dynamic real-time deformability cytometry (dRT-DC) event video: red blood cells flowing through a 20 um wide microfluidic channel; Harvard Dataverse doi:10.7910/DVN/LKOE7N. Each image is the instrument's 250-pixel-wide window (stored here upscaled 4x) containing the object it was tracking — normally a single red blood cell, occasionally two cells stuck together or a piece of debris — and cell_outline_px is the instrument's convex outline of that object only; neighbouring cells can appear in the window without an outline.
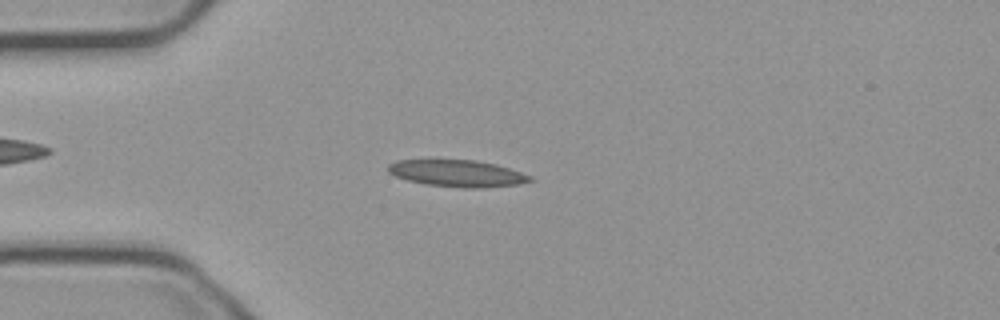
{"species": "common noctule bat (a hibernating species)", "species_latin": "Nyctalus noctula", "temperature_condition": "cold", "stored_images_in_passage": 53, "camera_frame_rate_fps": 3000, "um_per_image_px": 0.085, "animal": {"sex": "male", "body_mass_g": 23.1, "forearm_length_mm": 52.7}, "frame": {"image": 1, "passage_image": 13, "time_ms": 4.0, "image_size_px": [1000, 320], "cell_outline_px": [[536, 180], [516, 184], [484, 188], [464, 188], [424, 184], [408, 180], [396, 176], [388, 172], [388, 164], [396, 160], [428, 156], [476, 160], [496, 164], [532, 176]], "centroid_in_image_um": [38.78, 14.67], "position_along_channel_um": 46.2, "area_um2": 23.29}}
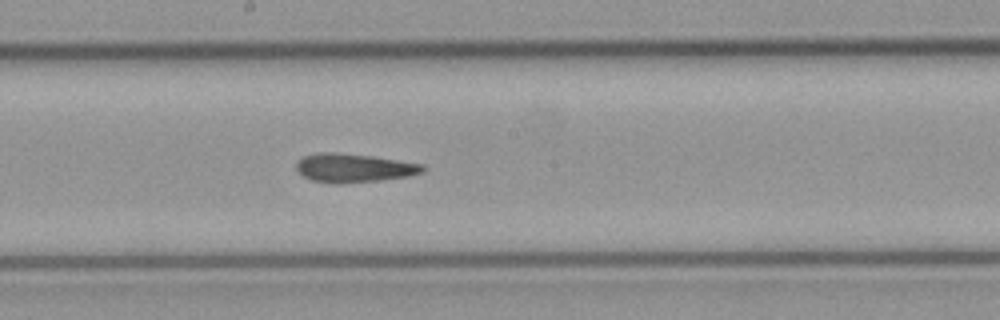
{"frame": {"image": 2, "passage_image": 28, "time_ms": 9.0, "image_size_px": [1000, 320], "cell_outline_px": [[424, 172], [408, 176], [380, 180], [340, 184], [336, 184], [312, 180], [304, 176], [296, 168], [296, 164], [304, 156], [316, 152], [336, 152], [372, 156], [424, 164]], "centroid_in_image_um": [30.08, 14.27], "position_along_channel_um": 218.1, "area_um2": 21.1}}
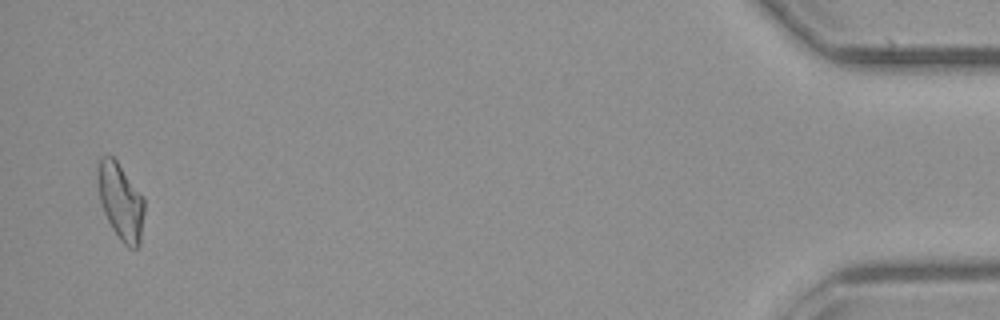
{"frame": {"image": 3, "passage_image": 52, "time_ms": 17.0, "image_size_px": [1000, 320], "cell_outline_px": [[144, 212], [140, 244], [136, 248], [128, 248], [120, 240], [112, 228], [104, 212], [100, 200], [96, 176], [96, 168], [100, 156], [112, 156], [116, 160], [144, 196]], "centroid_in_image_um": [10.25, 17.1], "position_along_channel_um": 425.0, "area_um2": 20.98}, "authors_computed_cell_mechanics": {"area_um2": 20.9236, "velocity_mm_per_s": 3.7395, "shape_relaxation_time_tau1_ms": null, "shape_relaxation_time_tau2_ms": 4.4423, "deformation_change_tau1": null, "deformation_change_tau2": 0.1461}}